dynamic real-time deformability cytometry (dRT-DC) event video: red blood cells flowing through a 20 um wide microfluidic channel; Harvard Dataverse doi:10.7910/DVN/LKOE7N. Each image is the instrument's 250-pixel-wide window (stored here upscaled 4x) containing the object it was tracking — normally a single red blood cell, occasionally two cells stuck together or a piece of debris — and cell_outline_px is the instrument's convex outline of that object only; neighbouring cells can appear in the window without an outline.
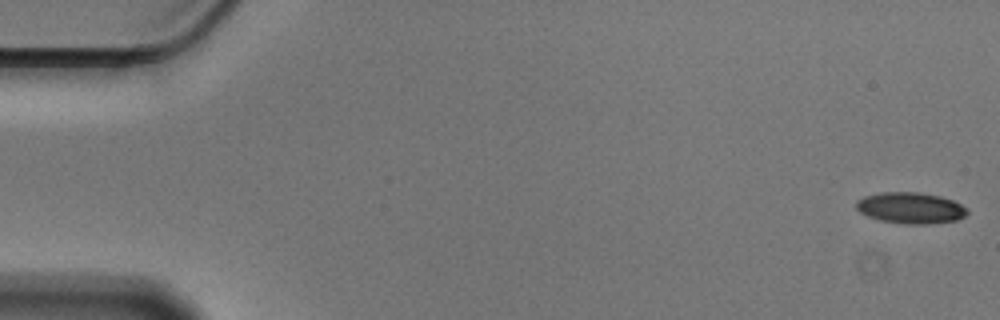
{"species": "Egyptian fruit bat (a non-hibernating species)", "species_latin": "Rousettus aegyptiacus", "temperature_condition": "cold", "stored_images_in_passage": 56, "camera_frame_rate_fps": 3000, "um_per_image_px": 0.085, "animal": {"sex": "male"}, "frame": {"image": 1, "passage_image": 1, "time_ms": 0.0, "image_size_px": [1000, 320], "cell_outline_px": [[968, 212], [964, 216], [956, 220], [928, 224], [904, 224], [880, 220], [868, 216], [860, 212], [856, 208], [856, 200], [864, 196], [884, 192], [916, 192], [940, 196], [952, 200], [968, 208]], "centroid_in_image_um": [77.39, 17.67], "position_along_channel_um": 7.6, "area_um2": 20.11}}
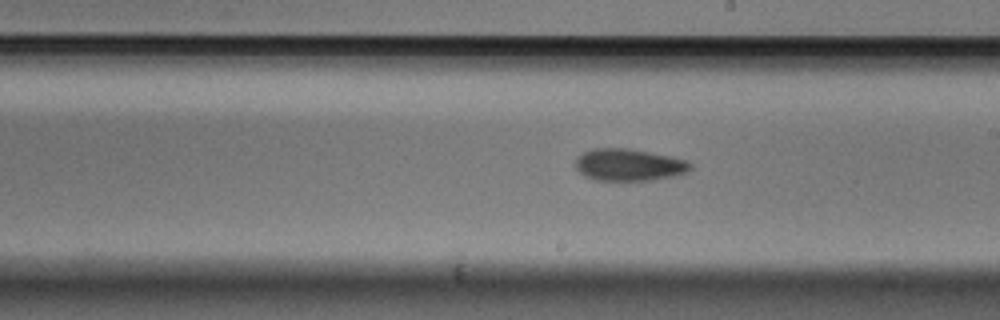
{"frame": {"image": 2, "passage_image": 32, "time_ms": 10.333, "image_size_px": [1000, 320], "cell_outline_px": [[692, 168], [688, 172], [672, 176], [652, 180], [592, 180], [584, 176], [576, 168], [576, 156], [592, 148], [628, 148], [672, 156], [684, 160], [692, 164]], "centroid_in_image_um": [53.44, 14.0], "position_along_channel_um": 235.6, "area_um2": 21.56}}
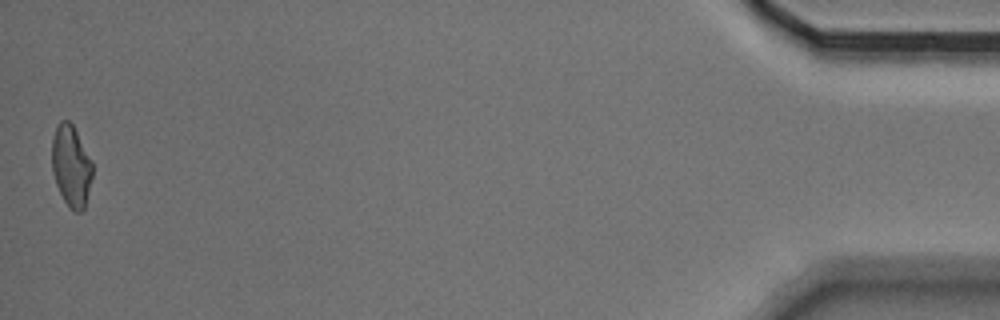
{"frame": {"image": 3, "passage_image": 56, "time_ms": 18.333, "image_size_px": [1000, 320], "cell_outline_px": [[92, 176], [84, 208], [80, 212], [76, 212], [68, 208], [56, 184], [52, 172], [52, 140], [56, 128], [60, 120], [68, 120], [72, 124], [92, 160]], "centroid_in_image_um": [6.04, 14.11], "position_along_channel_um": 429.2, "area_um2": 19.13}, "authors_computed_cell_mechanics": {"area_um2": 20.7502, "velocity_mm_per_s": 3.5581, "shape_relaxation_time_tau1_ms": 4.0556, "shape_relaxation_time_tau2_ms": 7.2834, "deformation_change_tau1": 0.1102, "deformation_change_tau2": 0.1445}}